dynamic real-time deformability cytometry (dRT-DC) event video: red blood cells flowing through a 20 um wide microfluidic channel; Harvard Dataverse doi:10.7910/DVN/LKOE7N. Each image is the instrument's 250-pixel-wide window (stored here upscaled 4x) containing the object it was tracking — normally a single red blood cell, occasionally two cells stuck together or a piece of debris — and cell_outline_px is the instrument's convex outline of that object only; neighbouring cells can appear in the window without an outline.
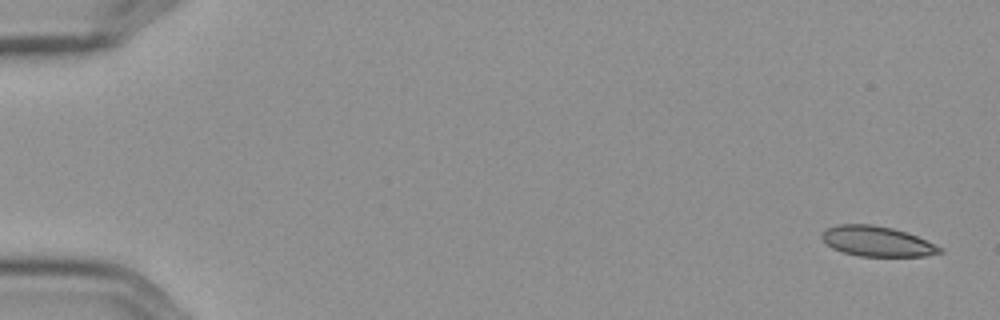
{"species": "Egyptian fruit bat (a non-hibernating species)", "species_latin": "Rousettus aegyptiacus", "temperature_condition": "cold", "stored_images_in_passage": 5, "camera_frame_rate_fps": 3000, "um_per_image_px": 0.085, "frame": {"image": 1, "passage_image": 1, "time_ms": 0.0, "image_size_px": [1000, 320], "cell_outline_px": [[944, 252], [924, 256], [860, 256], [844, 252], [832, 248], [820, 236], [820, 232], [836, 224], [872, 224], [892, 228], [916, 236], [944, 248]], "centroid_in_image_um": [74.54, 20.51], "position_along_channel_um": 10.5, "area_um2": 20.63}}